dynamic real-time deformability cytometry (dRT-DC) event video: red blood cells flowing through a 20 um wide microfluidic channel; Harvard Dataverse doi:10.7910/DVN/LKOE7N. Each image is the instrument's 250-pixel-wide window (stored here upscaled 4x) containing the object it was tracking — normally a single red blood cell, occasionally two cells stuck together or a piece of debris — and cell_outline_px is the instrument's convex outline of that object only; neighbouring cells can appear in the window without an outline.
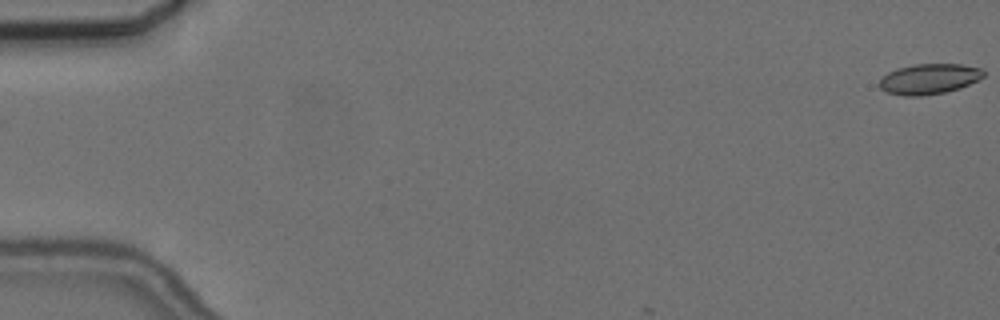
{"species": "common noctule bat (a hibernating species)", "species_latin": "Nyctalus noctula", "temperature_condition": "cold", "stored_images_in_passage": 3, "camera_frame_rate_fps": 3000, "um_per_image_px": 0.085, "animal": {"sex": "female", "body_mass_g": 24.6, "forearm_length_mm": 56.2}, "frame": {"image": 1, "passage_image": 1, "time_ms": 0.0, "image_size_px": [1000, 320], "cell_outline_px": [[984, 76], [980, 80], [960, 88], [944, 92], [920, 96], [904, 96], [884, 92], [880, 88], [880, 80], [888, 72], [896, 68], [912, 64], [960, 64], [980, 68], [984, 72]], "centroid_in_image_um": [78.97, 6.71], "position_along_channel_um": 6.0, "area_um2": 18.55}}